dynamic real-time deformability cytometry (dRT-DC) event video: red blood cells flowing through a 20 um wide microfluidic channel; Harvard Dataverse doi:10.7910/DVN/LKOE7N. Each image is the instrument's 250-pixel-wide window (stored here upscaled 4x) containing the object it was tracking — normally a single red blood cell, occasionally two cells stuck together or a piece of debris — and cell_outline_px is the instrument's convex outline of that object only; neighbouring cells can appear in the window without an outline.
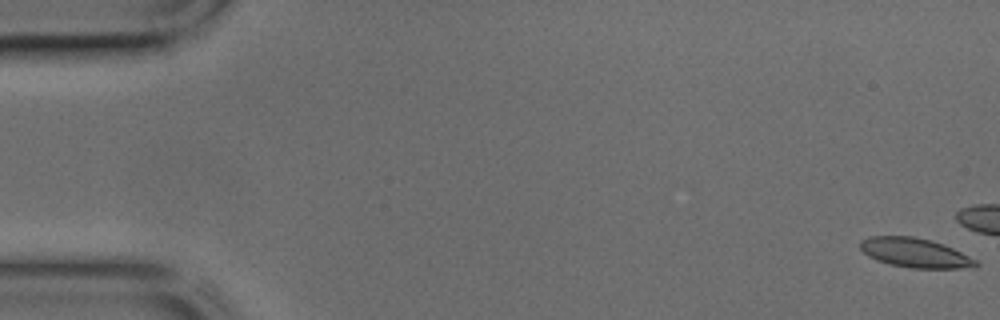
{"species": "common noctule bat (a hibernating species)", "species_latin": "Nyctalus noctula", "temperature_condition": "cold", "stored_images_in_passage": 12, "camera_frame_rate_fps": 3000, "um_per_image_px": 0.085, "animal": {"sex": "male", "body_mass_g": 17.9, "forearm_length_mm": 54.2}, "frame": {"image": 1, "passage_image": 1, "time_ms": 0.0, "image_size_px": [1000, 320], "cell_outline_px": [[980, 264], [976, 268], [912, 268], [892, 264], [876, 260], [868, 256], [860, 248], [860, 240], [868, 236], [912, 236], [932, 240], [952, 248], [976, 260]], "centroid_in_image_um": [77.77, 21.48], "position_along_channel_um": 7.2, "area_um2": 19.77}}